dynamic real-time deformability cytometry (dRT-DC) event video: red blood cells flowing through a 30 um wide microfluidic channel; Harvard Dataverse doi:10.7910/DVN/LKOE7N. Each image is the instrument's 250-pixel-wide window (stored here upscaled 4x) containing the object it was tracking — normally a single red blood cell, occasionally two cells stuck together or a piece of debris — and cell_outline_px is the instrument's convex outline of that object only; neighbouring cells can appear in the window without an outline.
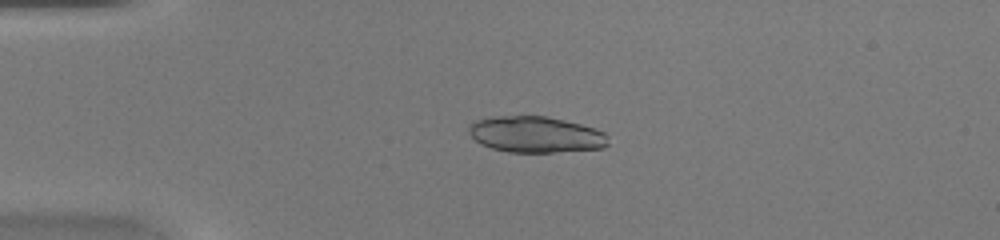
{"species": "common noctule bat (a hibernating species)", "species_latin": "Nyctalus noctula", "temperature_condition": "warm", "stored_images_in_passage": 37, "camera_frame_rate_fps": 3000, "um_per_image_px": 0.085, "animal": {"sex": "female", "body_mass_g": 20.0, "forearm_length_mm": 54.0}, "frame": {"image": 1, "passage_image": 1, "time_ms": 0.0, "image_size_px": [1000, 240], "cell_outline_px": [[608, 144], [604, 148], [552, 152], [508, 152], [492, 148], [480, 144], [468, 132], [468, 124], [472, 120], [492, 116], [548, 116], [596, 128], [604, 132], [608, 136]], "centroid_in_image_um": [45.51, 11.42], "position_along_channel_um": 39.5, "area_um2": 29.65}}